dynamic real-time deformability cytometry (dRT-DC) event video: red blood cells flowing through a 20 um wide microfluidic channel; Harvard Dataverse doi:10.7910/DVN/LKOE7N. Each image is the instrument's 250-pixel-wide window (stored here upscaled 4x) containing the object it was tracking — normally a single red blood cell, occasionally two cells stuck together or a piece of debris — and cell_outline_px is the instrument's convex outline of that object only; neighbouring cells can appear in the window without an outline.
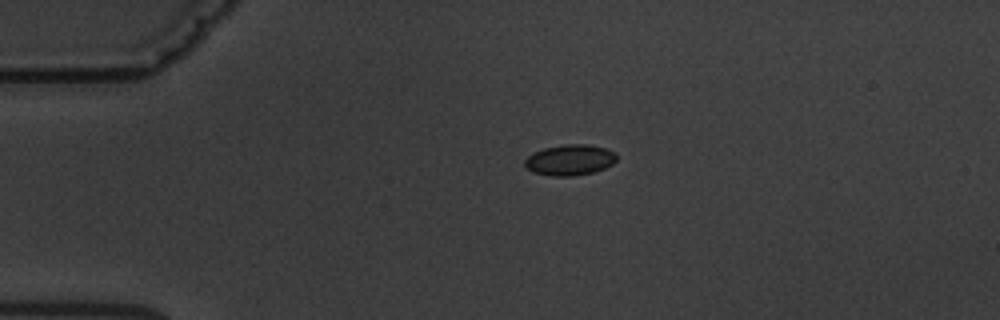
{"species": "common noctule bat (a hibernating species)", "species_latin": "Nyctalus noctula", "temperature_condition": "warm", "stored_images_in_passage": 2, "camera_frame_rate_fps": 3000, "um_per_image_px": 0.085, "animal": {"sex": "male", "body_mass_g": 19.5, "forearm_length_mm": 54.6}, "frame": {"image": 1, "passage_image": 1, "time_ms": 0.0, "image_size_px": [1000, 320], "cell_outline_px": [[616, 160], [612, 164], [604, 168], [592, 172], [572, 176], [552, 176], [532, 172], [524, 164], [524, 160], [532, 152], [544, 148], [564, 144], [588, 144], [604, 148], [612, 152], [616, 156]], "centroid_in_image_um": [48.39, 13.59], "position_along_channel_um": 36.6, "area_um2": 16.36}}